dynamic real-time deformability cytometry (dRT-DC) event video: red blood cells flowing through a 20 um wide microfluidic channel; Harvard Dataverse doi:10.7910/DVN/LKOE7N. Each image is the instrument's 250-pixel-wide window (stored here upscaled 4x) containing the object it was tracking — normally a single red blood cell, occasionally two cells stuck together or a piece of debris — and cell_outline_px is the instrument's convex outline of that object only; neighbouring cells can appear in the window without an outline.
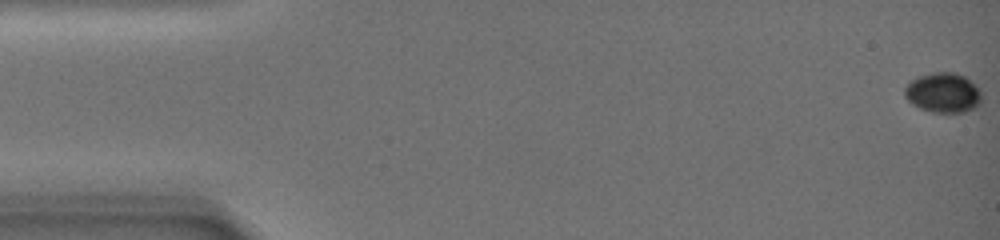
{"species": "common noctule bat (a hibernating species)", "species_latin": "Nyctalus noctula", "temperature_condition": "warm", "stored_images_in_passage": 16, "camera_frame_rate_fps": 3000, "um_per_image_px": 0.085, "animal": {"sex": "female", "body_mass_g": 19.0, "forearm_length_mm": 51.5}, "frame": {"image": 1, "passage_image": 1, "time_ms": 0.0, "image_size_px": [1000, 240], "cell_outline_px": [[980, 104], [964, 112], [932, 112], [920, 108], [912, 104], [904, 96], [904, 88], [912, 80], [920, 76], [932, 72], [952, 72], [964, 76], [980, 88]], "centroid_in_image_um": [80.15, 7.88], "position_along_channel_um": 4.8, "area_um2": 17.74}}
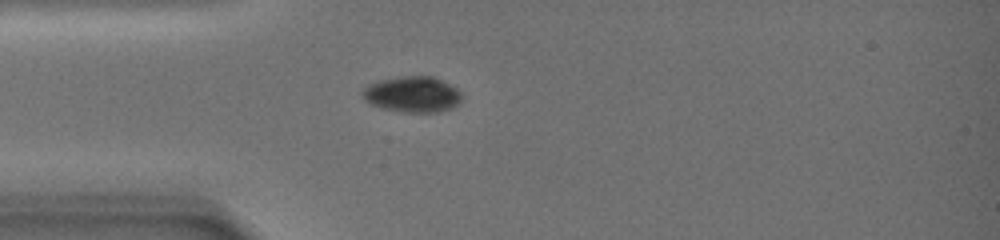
{"frame": {"image": 2, "passage_image": 13, "time_ms": 6.667, "image_size_px": [1000, 240], "cell_outline_px": [[464, 96], [460, 104], [452, 108], [440, 112], [404, 112], [384, 108], [372, 104], [364, 100], [360, 96], [360, 92], [368, 84], [380, 80], [404, 76], [432, 76], [456, 88]], "centroid_in_image_um": [35.06, 8.03], "position_along_channel_um": 49.9, "area_um2": 20.87}}
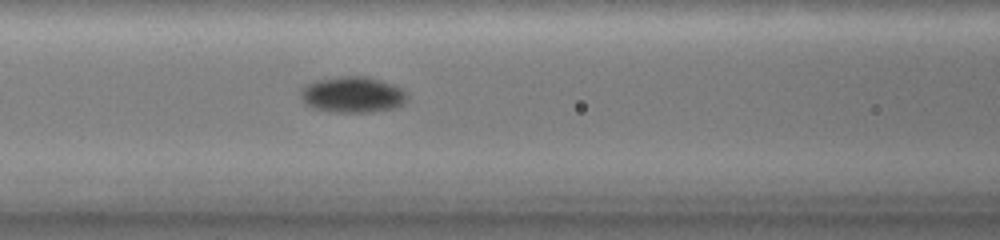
{"frame": {"image": 3, "passage_image": 16, "time_ms": 10.0, "image_size_px": [1000, 240], "cell_outline_px": [[408, 100], [392, 108], [368, 112], [336, 112], [316, 108], [304, 104], [300, 96], [300, 92], [304, 84], [316, 80], [340, 76], [368, 76], [404, 88], [408, 92]], "centroid_in_image_um": [29.97, 8.02], "position_along_channel_um": 136.6, "area_um2": 22.48}}